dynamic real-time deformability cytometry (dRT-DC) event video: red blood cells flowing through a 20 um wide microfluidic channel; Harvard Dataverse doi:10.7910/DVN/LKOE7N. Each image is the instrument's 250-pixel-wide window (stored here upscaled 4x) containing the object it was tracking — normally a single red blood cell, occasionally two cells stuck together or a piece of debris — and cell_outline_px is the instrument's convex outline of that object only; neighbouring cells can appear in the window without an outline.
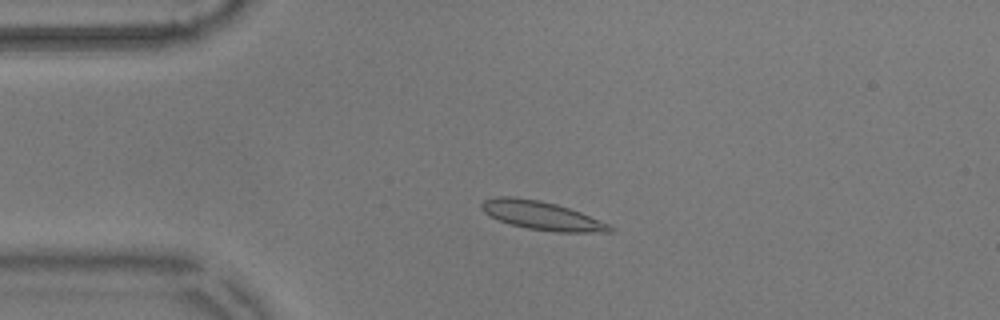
{"species": "common noctule bat (a hibernating species)", "species_latin": "Nyctalus noctula", "temperature_condition": "warm", "stored_images_in_passage": 45, "camera_frame_rate_fps": 3000, "um_per_image_px": 0.085, "animal": {"sex": "male", "body_mass_g": 17.9}, "frame": {"image": 1, "passage_image": 12, "time_ms": 3.667, "image_size_px": [1000, 320], "cell_outline_px": [[616, 232], [556, 232], [528, 228], [512, 224], [500, 220], [484, 212], [480, 208], [480, 204], [484, 200], [496, 196], [512, 196], [540, 200], [556, 204], [580, 212], [608, 224], [616, 228]], "centroid_in_image_um": [46.06, 18.32], "position_along_channel_um": 38.9, "area_um2": 21.21}}
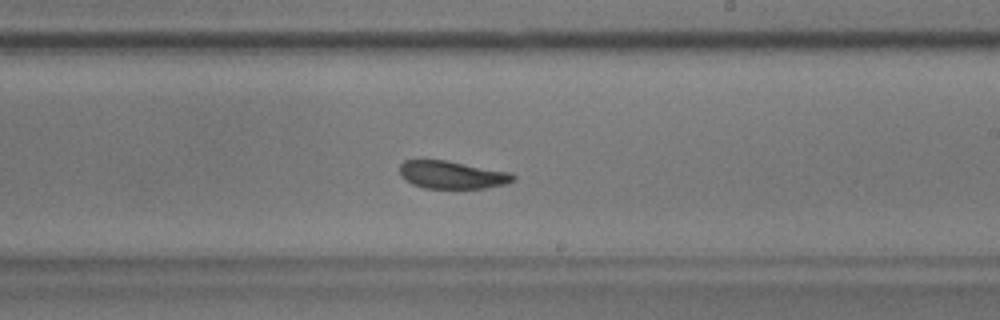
{"frame": {"image": 2, "passage_image": 32, "time_ms": 10.333, "image_size_px": [1000, 320], "cell_outline_px": [[516, 180], [504, 184], [484, 188], [424, 188], [412, 184], [400, 176], [400, 164], [404, 160], [444, 160], [512, 172], [516, 176]], "centroid_in_image_um": [38.44, 14.86], "position_along_channel_um": 250.6, "area_um2": 18.38}}
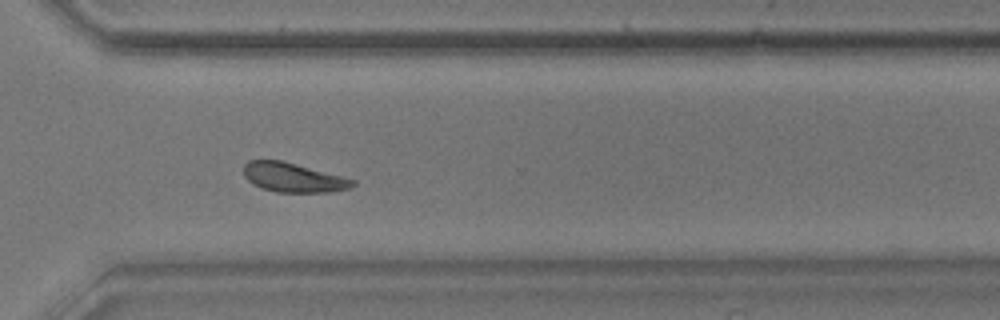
{"frame": {"image": 3, "passage_image": 40, "time_ms": 13.0, "image_size_px": [1000, 320], "cell_outline_px": [[356, 184], [348, 188], [332, 192], [276, 192], [252, 184], [244, 176], [244, 164], [248, 160], [280, 160], [296, 164], [356, 180]], "centroid_in_image_um": [24.91, 15.09], "position_along_channel_um": 345.7, "area_um2": 18.44}, "authors_computed_cell_mechanics": {"area_um2": 19.074, "velocity_mm_per_s": 3.5596, "shape_relaxation_time_tau1_ms": 7.5238, "shape_relaxation_time_tau2_ms": 2.0061, "deformation_change_tau1": 0.1696, "deformation_change_tau2": 0.0723}}